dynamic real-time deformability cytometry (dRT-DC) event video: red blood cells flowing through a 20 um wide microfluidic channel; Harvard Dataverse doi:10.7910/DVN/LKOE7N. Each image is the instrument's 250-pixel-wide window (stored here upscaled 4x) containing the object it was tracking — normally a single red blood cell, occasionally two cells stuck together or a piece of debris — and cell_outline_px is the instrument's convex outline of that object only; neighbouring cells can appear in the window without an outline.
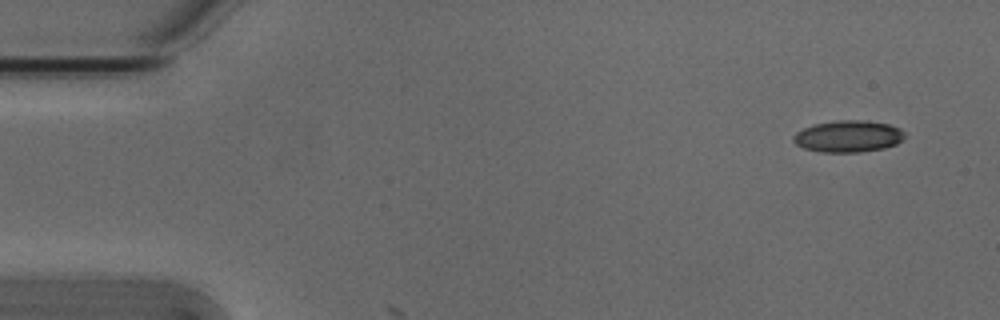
{"species": "Egyptian fruit bat (a non-hibernating species)", "species_latin": "Rousettus aegyptiacus", "temperature_condition": "cold", "stored_images_in_passage": 2, "camera_frame_rate_fps": 3000, "um_per_image_px": 0.085, "animal": {"sex": "male"}, "frame": {"image": 1, "passage_image": 1, "time_ms": 0.0, "image_size_px": [1000, 320], "cell_outline_px": [[904, 140], [896, 144], [884, 148], [860, 152], [820, 152], [804, 148], [796, 144], [792, 140], [792, 136], [796, 132], [812, 124], [836, 120], [864, 120], [888, 124], [900, 128], [904, 132]], "centroid_in_image_um": [72.09, 11.58], "position_along_channel_um": 12.9, "area_um2": 20.75}}